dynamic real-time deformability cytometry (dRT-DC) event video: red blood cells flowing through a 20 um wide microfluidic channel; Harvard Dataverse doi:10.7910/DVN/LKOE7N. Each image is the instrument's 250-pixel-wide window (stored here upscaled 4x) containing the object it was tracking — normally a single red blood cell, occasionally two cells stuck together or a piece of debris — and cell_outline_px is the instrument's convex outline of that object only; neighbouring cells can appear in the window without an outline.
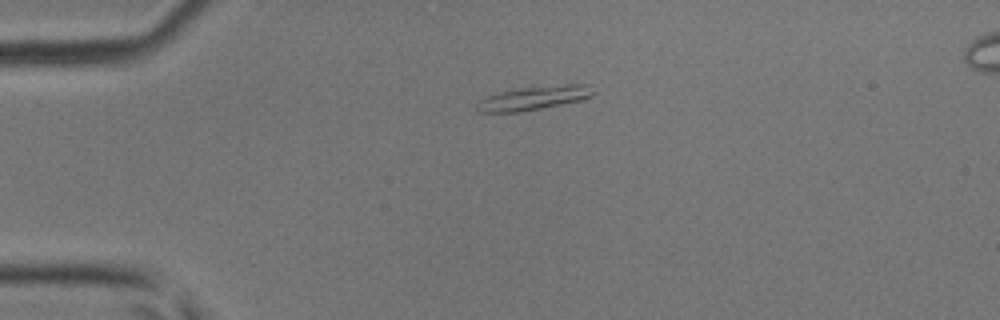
{"species": "common noctule bat (a hibernating species)", "species_latin": "Nyctalus noctula", "temperature_condition": "room temperature", "stored_images_in_passage": 35, "camera_frame_rate_fps": 3000, "um_per_image_px": 0.085, "animal": {"sex": "male", "body_mass_g": 17.9, "forearm_length_mm": 54.2}, "frame": {"image": 1, "passage_image": 1, "time_ms": 0.0, "image_size_px": [1000, 320], "cell_outline_px": [[596, 92], [592, 96], [584, 100], [520, 112], [476, 112], [476, 104], [480, 100], [488, 96], [500, 92], [520, 88], [564, 84], [588, 84]], "centroid_in_image_um": [45.42, 8.33], "position_along_channel_um": 39.6, "area_um2": 16.24}}